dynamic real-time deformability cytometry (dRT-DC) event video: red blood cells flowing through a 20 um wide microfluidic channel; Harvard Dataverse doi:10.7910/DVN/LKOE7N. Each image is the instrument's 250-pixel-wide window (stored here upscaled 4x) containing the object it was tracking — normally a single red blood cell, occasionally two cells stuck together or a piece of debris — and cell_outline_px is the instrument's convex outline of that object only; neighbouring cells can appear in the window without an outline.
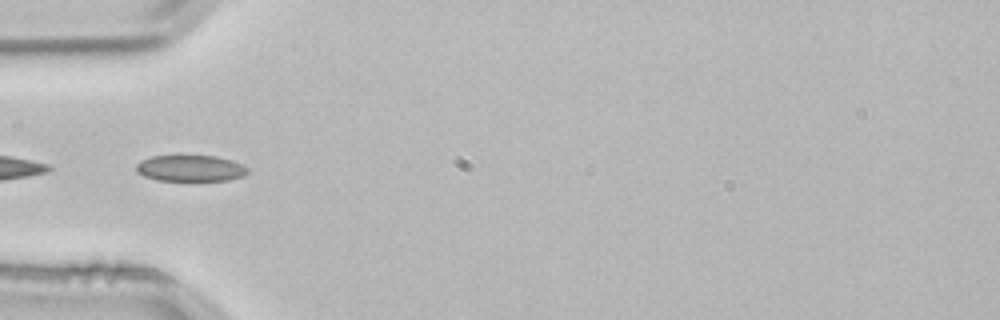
{"species": "common noctule bat (a hibernating species)", "species_latin": "Nyctalus noctula", "temperature_condition": "room temperature", "stored_images_in_passage": 4, "segment_of_instrument_passage": [2, 2], "camera_frame_rate_fps": 3000, "um_per_image_px": 0.085, "animal": {"sex": "male", "body_mass_g": 21.5, "forearm_length_mm": 52.0}, "frame": {"image": 1, "passage_image": 4, "time_ms": 1.0, "image_size_px": [1000, 320], "cell_outline_px": [[248, 172], [244, 176], [228, 180], [156, 180], [144, 176], [136, 172], [136, 164], [140, 160], [152, 156], [216, 156], [232, 160], [248, 168]], "centroid_in_image_um": [16.17, 14.3], "position_along_channel_um": 68.8, "area_um2": 16.99}}